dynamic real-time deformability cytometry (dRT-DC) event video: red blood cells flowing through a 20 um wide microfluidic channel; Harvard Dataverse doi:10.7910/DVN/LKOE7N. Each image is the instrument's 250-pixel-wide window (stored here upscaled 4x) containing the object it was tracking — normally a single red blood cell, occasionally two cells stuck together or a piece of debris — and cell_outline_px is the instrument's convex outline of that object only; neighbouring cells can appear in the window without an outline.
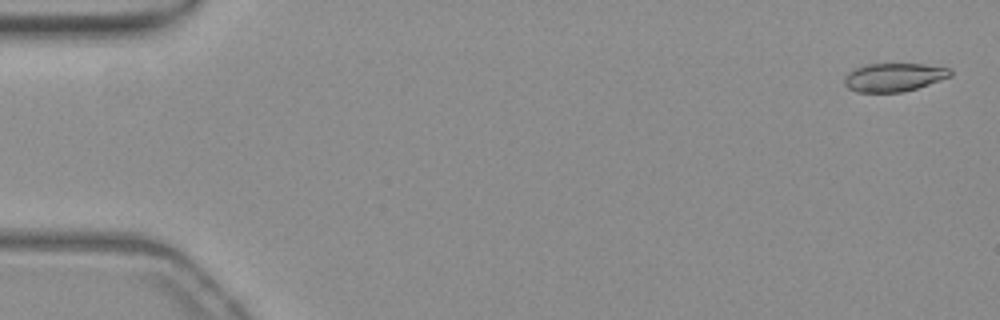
{"species": "common noctule bat (a hibernating species)", "species_latin": "Nyctalus noctula", "temperature_condition": "warm", "stored_images_in_passage": 15, "camera_frame_rate_fps": 3000, "um_per_image_px": 0.085, "animal": {"sex": "female", "body_mass_g": 19.3, "forearm_length_mm": 54.1}, "frame": {"image": 1, "passage_image": 2, "time_ms": 0.333, "image_size_px": [1000, 320], "cell_outline_px": [[952, 76], [916, 88], [900, 92], [856, 92], [848, 88], [844, 84], [844, 76], [848, 72], [864, 64], [924, 64], [948, 68], [952, 72]], "centroid_in_image_um": [75.94, 6.56], "position_along_channel_um": 9.1, "area_um2": 17.46}}